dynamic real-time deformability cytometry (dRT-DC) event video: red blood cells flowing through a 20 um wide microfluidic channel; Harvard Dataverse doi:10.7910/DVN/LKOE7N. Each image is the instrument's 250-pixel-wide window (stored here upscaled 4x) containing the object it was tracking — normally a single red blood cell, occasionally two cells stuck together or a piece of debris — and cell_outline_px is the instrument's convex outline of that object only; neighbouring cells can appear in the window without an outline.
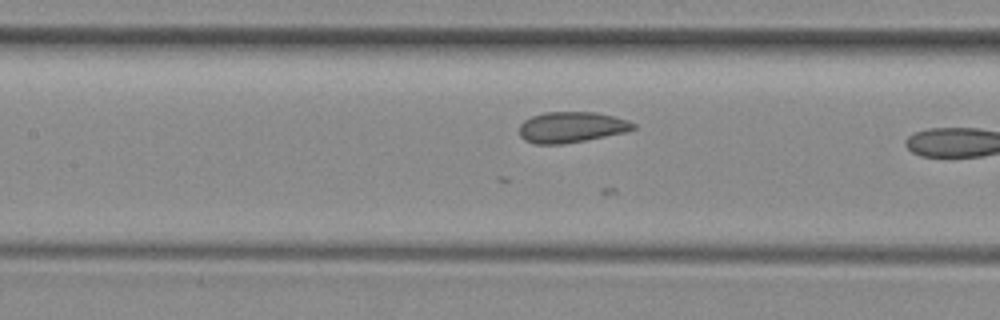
{"species": "common noctule bat (a hibernating species)", "species_latin": "Nyctalus noctula", "temperature_condition": "room temperature", "stored_images_in_passage": 18, "camera_frame_rate_fps": 3000, "um_per_image_px": 0.085, "animal": {"sex": "female", "body_mass_g": 29.2, "forearm_length_mm": 56.3}, "frame": {"image": 1, "passage_image": 17, "time_ms": 5.333, "image_size_px": [1000, 320], "cell_outline_px": [[636, 128], [624, 132], [584, 140], [560, 144], [536, 144], [524, 140], [520, 136], [520, 124], [524, 120], [532, 116], [544, 112], [596, 112], [628, 120], [636, 124]], "centroid_in_image_um": [48.55, 10.8], "position_along_channel_um": 158.9, "area_um2": 20.29}}